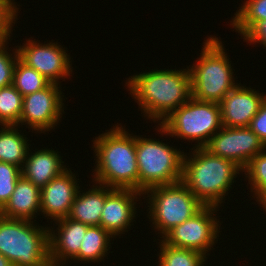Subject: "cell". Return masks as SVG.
Wrapping results in <instances>:
<instances>
[{
	"label": "cell",
	"mask_w": 266,
	"mask_h": 266,
	"mask_svg": "<svg viewBox=\"0 0 266 266\" xmlns=\"http://www.w3.org/2000/svg\"><path fill=\"white\" fill-rule=\"evenodd\" d=\"M187 68L154 69L127 79L128 91L145 117L161 123L192 97L191 76Z\"/></svg>",
	"instance_id": "1"
},
{
	"label": "cell",
	"mask_w": 266,
	"mask_h": 266,
	"mask_svg": "<svg viewBox=\"0 0 266 266\" xmlns=\"http://www.w3.org/2000/svg\"><path fill=\"white\" fill-rule=\"evenodd\" d=\"M123 127L116 124L92 141L97 158L92 180L95 184L138 191L136 135Z\"/></svg>",
	"instance_id": "2"
},
{
	"label": "cell",
	"mask_w": 266,
	"mask_h": 266,
	"mask_svg": "<svg viewBox=\"0 0 266 266\" xmlns=\"http://www.w3.org/2000/svg\"><path fill=\"white\" fill-rule=\"evenodd\" d=\"M191 150L193 156L184 154L182 182L204 206L218 207L243 169L204 147Z\"/></svg>",
	"instance_id": "3"
},
{
	"label": "cell",
	"mask_w": 266,
	"mask_h": 266,
	"mask_svg": "<svg viewBox=\"0 0 266 266\" xmlns=\"http://www.w3.org/2000/svg\"><path fill=\"white\" fill-rule=\"evenodd\" d=\"M204 41L200 58L189 69L192 97L219 103L238 83L222 41L215 36Z\"/></svg>",
	"instance_id": "4"
},
{
	"label": "cell",
	"mask_w": 266,
	"mask_h": 266,
	"mask_svg": "<svg viewBox=\"0 0 266 266\" xmlns=\"http://www.w3.org/2000/svg\"><path fill=\"white\" fill-rule=\"evenodd\" d=\"M36 220L10 219L0 215V254L14 266H45L49 257V227Z\"/></svg>",
	"instance_id": "5"
},
{
	"label": "cell",
	"mask_w": 266,
	"mask_h": 266,
	"mask_svg": "<svg viewBox=\"0 0 266 266\" xmlns=\"http://www.w3.org/2000/svg\"><path fill=\"white\" fill-rule=\"evenodd\" d=\"M157 126L161 135H170L192 142L193 148H203L210 138L223 126L219 103L201 101L191 97L186 103L174 110Z\"/></svg>",
	"instance_id": "6"
},
{
	"label": "cell",
	"mask_w": 266,
	"mask_h": 266,
	"mask_svg": "<svg viewBox=\"0 0 266 266\" xmlns=\"http://www.w3.org/2000/svg\"><path fill=\"white\" fill-rule=\"evenodd\" d=\"M184 154L159 139L136 135L138 191L182 181Z\"/></svg>",
	"instance_id": "7"
},
{
	"label": "cell",
	"mask_w": 266,
	"mask_h": 266,
	"mask_svg": "<svg viewBox=\"0 0 266 266\" xmlns=\"http://www.w3.org/2000/svg\"><path fill=\"white\" fill-rule=\"evenodd\" d=\"M149 193V194H148ZM148 195V218L153 230L160 231L163 237L173 227L182 224L204 205L180 181L173 184L156 186L143 193Z\"/></svg>",
	"instance_id": "8"
},
{
	"label": "cell",
	"mask_w": 266,
	"mask_h": 266,
	"mask_svg": "<svg viewBox=\"0 0 266 266\" xmlns=\"http://www.w3.org/2000/svg\"><path fill=\"white\" fill-rule=\"evenodd\" d=\"M217 208L219 207L203 206L191 218L173 227L160 238L168 245L194 250L205 256L210 255L207 252L213 250L211 247L217 243L218 234L221 232L220 222L215 216Z\"/></svg>",
	"instance_id": "9"
},
{
	"label": "cell",
	"mask_w": 266,
	"mask_h": 266,
	"mask_svg": "<svg viewBox=\"0 0 266 266\" xmlns=\"http://www.w3.org/2000/svg\"><path fill=\"white\" fill-rule=\"evenodd\" d=\"M58 85L50 83L46 88L23 97L19 127L20 123L27 124L32 131L44 133L57 126L64 112V95Z\"/></svg>",
	"instance_id": "10"
},
{
	"label": "cell",
	"mask_w": 266,
	"mask_h": 266,
	"mask_svg": "<svg viewBox=\"0 0 266 266\" xmlns=\"http://www.w3.org/2000/svg\"><path fill=\"white\" fill-rule=\"evenodd\" d=\"M16 49L23 63L35 69L51 83L59 84L60 79L65 80L73 72L70 55L58 43L49 41L47 44H40V41L38 43L29 38L23 46H16Z\"/></svg>",
	"instance_id": "11"
},
{
	"label": "cell",
	"mask_w": 266,
	"mask_h": 266,
	"mask_svg": "<svg viewBox=\"0 0 266 266\" xmlns=\"http://www.w3.org/2000/svg\"><path fill=\"white\" fill-rule=\"evenodd\" d=\"M215 156L229 159L244 169L266 146L249 127H225L204 147Z\"/></svg>",
	"instance_id": "12"
},
{
	"label": "cell",
	"mask_w": 266,
	"mask_h": 266,
	"mask_svg": "<svg viewBox=\"0 0 266 266\" xmlns=\"http://www.w3.org/2000/svg\"><path fill=\"white\" fill-rule=\"evenodd\" d=\"M142 192L134 189L114 188L107 196L104 202L100 226L107 230L114 238L121 236L130 229L131 222L136 214V202L141 198ZM139 196V198H138ZM130 226V227H129Z\"/></svg>",
	"instance_id": "13"
},
{
	"label": "cell",
	"mask_w": 266,
	"mask_h": 266,
	"mask_svg": "<svg viewBox=\"0 0 266 266\" xmlns=\"http://www.w3.org/2000/svg\"><path fill=\"white\" fill-rule=\"evenodd\" d=\"M265 98L266 94L239 83L219 102L222 126L249 127Z\"/></svg>",
	"instance_id": "14"
},
{
	"label": "cell",
	"mask_w": 266,
	"mask_h": 266,
	"mask_svg": "<svg viewBox=\"0 0 266 266\" xmlns=\"http://www.w3.org/2000/svg\"><path fill=\"white\" fill-rule=\"evenodd\" d=\"M68 169L48 182L40 191L41 213L53 221L68 217L80 189L79 179L70 168Z\"/></svg>",
	"instance_id": "15"
},
{
	"label": "cell",
	"mask_w": 266,
	"mask_h": 266,
	"mask_svg": "<svg viewBox=\"0 0 266 266\" xmlns=\"http://www.w3.org/2000/svg\"><path fill=\"white\" fill-rule=\"evenodd\" d=\"M54 222H57L56 226L58 225V228L53 230L54 228L50 229L49 227L50 262L54 266H63L68 259L73 260L79 254L81 242L89 225L68 217Z\"/></svg>",
	"instance_id": "16"
},
{
	"label": "cell",
	"mask_w": 266,
	"mask_h": 266,
	"mask_svg": "<svg viewBox=\"0 0 266 266\" xmlns=\"http://www.w3.org/2000/svg\"><path fill=\"white\" fill-rule=\"evenodd\" d=\"M29 151H31L30 148L21 173L25 179L40 189L67 170L58 151L47 148L37 150L35 153H29Z\"/></svg>",
	"instance_id": "17"
},
{
	"label": "cell",
	"mask_w": 266,
	"mask_h": 266,
	"mask_svg": "<svg viewBox=\"0 0 266 266\" xmlns=\"http://www.w3.org/2000/svg\"><path fill=\"white\" fill-rule=\"evenodd\" d=\"M40 191L39 187L21 176L15 185L10 200L0 210V215L10 219L32 221L34 217H37L35 216L36 213L39 215L41 212Z\"/></svg>",
	"instance_id": "18"
},
{
	"label": "cell",
	"mask_w": 266,
	"mask_h": 266,
	"mask_svg": "<svg viewBox=\"0 0 266 266\" xmlns=\"http://www.w3.org/2000/svg\"><path fill=\"white\" fill-rule=\"evenodd\" d=\"M92 186L91 189L85 192L78 189L68 218L89 226H100L106 196L114 188L102 184Z\"/></svg>",
	"instance_id": "19"
},
{
	"label": "cell",
	"mask_w": 266,
	"mask_h": 266,
	"mask_svg": "<svg viewBox=\"0 0 266 266\" xmlns=\"http://www.w3.org/2000/svg\"><path fill=\"white\" fill-rule=\"evenodd\" d=\"M17 128L18 125H3L0 128V162L14 164L22 169L30 144Z\"/></svg>",
	"instance_id": "20"
},
{
	"label": "cell",
	"mask_w": 266,
	"mask_h": 266,
	"mask_svg": "<svg viewBox=\"0 0 266 266\" xmlns=\"http://www.w3.org/2000/svg\"><path fill=\"white\" fill-rule=\"evenodd\" d=\"M114 237L101 226H89L81 242L79 254L73 259L80 262H99L107 256Z\"/></svg>",
	"instance_id": "21"
},
{
	"label": "cell",
	"mask_w": 266,
	"mask_h": 266,
	"mask_svg": "<svg viewBox=\"0 0 266 266\" xmlns=\"http://www.w3.org/2000/svg\"><path fill=\"white\" fill-rule=\"evenodd\" d=\"M159 247V266H204L207 260L200 252L168 245L162 239Z\"/></svg>",
	"instance_id": "22"
},
{
	"label": "cell",
	"mask_w": 266,
	"mask_h": 266,
	"mask_svg": "<svg viewBox=\"0 0 266 266\" xmlns=\"http://www.w3.org/2000/svg\"><path fill=\"white\" fill-rule=\"evenodd\" d=\"M50 83L35 69L23 63L19 58L17 59L13 71L12 85L23 97L46 88Z\"/></svg>",
	"instance_id": "23"
},
{
	"label": "cell",
	"mask_w": 266,
	"mask_h": 266,
	"mask_svg": "<svg viewBox=\"0 0 266 266\" xmlns=\"http://www.w3.org/2000/svg\"><path fill=\"white\" fill-rule=\"evenodd\" d=\"M266 148L259 152L253 157L248 165L243 169L242 172L248 178V183L251 186L253 197L256 198L258 204L266 201Z\"/></svg>",
	"instance_id": "24"
},
{
	"label": "cell",
	"mask_w": 266,
	"mask_h": 266,
	"mask_svg": "<svg viewBox=\"0 0 266 266\" xmlns=\"http://www.w3.org/2000/svg\"><path fill=\"white\" fill-rule=\"evenodd\" d=\"M236 11L230 26L243 35L253 24L266 19V0H247Z\"/></svg>",
	"instance_id": "25"
},
{
	"label": "cell",
	"mask_w": 266,
	"mask_h": 266,
	"mask_svg": "<svg viewBox=\"0 0 266 266\" xmlns=\"http://www.w3.org/2000/svg\"><path fill=\"white\" fill-rule=\"evenodd\" d=\"M23 96L13 86L0 88V125H19Z\"/></svg>",
	"instance_id": "26"
},
{
	"label": "cell",
	"mask_w": 266,
	"mask_h": 266,
	"mask_svg": "<svg viewBox=\"0 0 266 266\" xmlns=\"http://www.w3.org/2000/svg\"><path fill=\"white\" fill-rule=\"evenodd\" d=\"M21 176L20 167L10 163L0 162V210L10 200L15 185Z\"/></svg>",
	"instance_id": "27"
},
{
	"label": "cell",
	"mask_w": 266,
	"mask_h": 266,
	"mask_svg": "<svg viewBox=\"0 0 266 266\" xmlns=\"http://www.w3.org/2000/svg\"><path fill=\"white\" fill-rule=\"evenodd\" d=\"M8 39L10 40V38L0 39V88L12 85L14 67L19 58L16 48L14 55L7 51Z\"/></svg>",
	"instance_id": "28"
},
{
	"label": "cell",
	"mask_w": 266,
	"mask_h": 266,
	"mask_svg": "<svg viewBox=\"0 0 266 266\" xmlns=\"http://www.w3.org/2000/svg\"><path fill=\"white\" fill-rule=\"evenodd\" d=\"M14 0H0V39L11 38L12 27L18 19V7Z\"/></svg>",
	"instance_id": "29"
},
{
	"label": "cell",
	"mask_w": 266,
	"mask_h": 266,
	"mask_svg": "<svg viewBox=\"0 0 266 266\" xmlns=\"http://www.w3.org/2000/svg\"><path fill=\"white\" fill-rule=\"evenodd\" d=\"M244 41L246 43H256L262 44L264 48L266 47V19L261 20L253 24L243 35Z\"/></svg>",
	"instance_id": "30"
},
{
	"label": "cell",
	"mask_w": 266,
	"mask_h": 266,
	"mask_svg": "<svg viewBox=\"0 0 266 266\" xmlns=\"http://www.w3.org/2000/svg\"><path fill=\"white\" fill-rule=\"evenodd\" d=\"M249 128L266 146V98L262 102L258 113L252 118Z\"/></svg>",
	"instance_id": "31"
},
{
	"label": "cell",
	"mask_w": 266,
	"mask_h": 266,
	"mask_svg": "<svg viewBox=\"0 0 266 266\" xmlns=\"http://www.w3.org/2000/svg\"><path fill=\"white\" fill-rule=\"evenodd\" d=\"M0 266H14L6 257L0 254Z\"/></svg>",
	"instance_id": "32"
},
{
	"label": "cell",
	"mask_w": 266,
	"mask_h": 266,
	"mask_svg": "<svg viewBox=\"0 0 266 266\" xmlns=\"http://www.w3.org/2000/svg\"><path fill=\"white\" fill-rule=\"evenodd\" d=\"M261 205H262L261 207L263 208V210H265V212H266V201L263 202Z\"/></svg>",
	"instance_id": "33"
},
{
	"label": "cell",
	"mask_w": 266,
	"mask_h": 266,
	"mask_svg": "<svg viewBox=\"0 0 266 266\" xmlns=\"http://www.w3.org/2000/svg\"><path fill=\"white\" fill-rule=\"evenodd\" d=\"M45 266H54L52 263L46 264Z\"/></svg>",
	"instance_id": "34"
}]
</instances>
